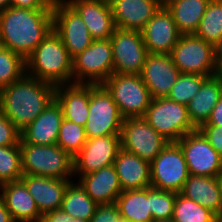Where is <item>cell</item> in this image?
I'll return each mask as SVG.
<instances>
[{"label": "cell", "mask_w": 222, "mask_h": 222, "mask_svg": "<svg viewBox=\"0 0 222 222\" xmlns=\"http://www.w3.org/2000/svg\"><path fill=\"white\" fill-rule=\"evenodd\" d=\"M53 30V9H25L9 6L0 12L3 48L26 59Z\"/></svg>", "instance_id": "1"}, {"label": "cell", "mask_w": 222, "mask_h": 222, "mask_svg": "<svg viewBox=\"0 0 222 222\" xmlns=\"http://www.w3.org/2000/svg\"><path fill=\"white\" fill-rule=\"evenodd\" d=\"M56 86L24 74L0 90V111L22 132L55 99Z\"/></svg>", "instance_id": "2"}, {"label": "cell", "mask_w": 222, "mask_h": 222, "mask_svg": "<svg viewBox=\"0 0 222 222\" xmlns=\"http://www.w3.org/2000/svg\"><path fill=\"white\" fill-rule=\"evenodd\" d=\"M26 74L54 86L71 84L73 58L52 30L25 59Z\"/></svg>", "instance_id": "3"}, {"label": "cell", "mask_w": 222, "mask_h": 222, "mask_svg": "<svg viewBox=\"0 0 222 222\" xmlns=\"http://www.w3.org/2000/svg\"><path fill=\"white\" fill-rule=\"evenodd\" d=\"M23 174L56 179L74 177L73 157L57 144L20 143ZM73 175V176H72Z\"/></svg>", "instance_id": "4"}, {"label": "cell", "mask_w": 222, "mask_h": 222, "mask_svg": "<svg viewBox=\"0 0 222 222\" xmlns=\"http://www.w3.org/2000/svg\"><path fill=\"white\" fill-rule=\"evenodd\" d=\"M126 118L144 117L152 97L140 75L113 73L102 84Z\"/></svg>", "instance_id": "5"}, {"label": "cell", "mask_w": 222, "mask_h": 222, "mask_svg": "<svg viewBox=\"0 0 222 222\" xmlns=\"http://www.w3.org/2000/svg\"><path fill=\"white\" fill-rule=\"evenodd\" d=\"M113 74L110 39H98L73 58L72 83L103 84Z\"/></svg>", "instance_id": "6"}, {"label": "cell", "mask_w": 222, "mask_h": 222, "mask_svg": "<svg viewBox=\"0 0 222 222\" xmlns=\"http://www.w3.org/2000/svg\"><path fill=\"white\" fill-rule=\"evenodd\" d=\"M124 117L111 94L102 85L90 84L89 115L84 126L87 139L120 135Z\"/></svg>", "instance_id": "7"}, {"label": "cell", "mask_w": 222, "mask_h": 222, "mask_svg": "<svg viewBox=\"0 0 222 222\" xmlns=\"http://www.w3.org/2000/svg\"><path fill=\"white\" fill-rule=\"evenodd\" d=\"M143 118L170 142H177L196 130L188 117L187 106L168 97L152 99Z\"/></svg>", "instance_id": "8"}, {"label": "cell", "mask_w": 222, "mask_h": 222, "mask_svg": "<svg viewBox=\"0 0 222 222\" xmlns=\"http://www.w3.org/2000/svg\"><path fill=\"white\" fill-rule=\"evenodd\" d=\"M189 176L184 153L177 142H169L150 163L151 187L180 193Z\"/></svg>", "instance_id": "9"}, {"label": "cell", "mask_w": 222, "mask_h": 222, "mask_svg": "<svg viewBox=\"0 0 222 222\" xmlns=\"http://www.w3.org/2000/svg\"><path fill=\"white\" fill-rule=\"evenodd\" d=\"M170 55L180 73L215 75L214 46L194 34L181 35Z\"/></svg>", "instance_id": "10"}, {"label": "cell", "mask_w": 222, "mask_h": 222, "mask_svg": "<svg viewBox=\"0 0 222 222\" xmlns=\"http://www.w3.org/2000/svg\"><path fill=\"white\" fill-rule=\"evenodd\" d=\"M143 117L126 118L120 133L121 149L151 163L169 143Z\"/></svg>", "instance_id": "11"}, {"label": "cell", "mask_w": 222, "mask_h": 222, "mask_svg": "<svg viewBox=\"0 0 222 222\" xmlns=\"http://www.w3.org/2000/svg\"><path fill=\"white\" fill-rule=\"evenodd\" d=\"M53 30L60 36L72 58L94 40L81 16L66 0L53 2Z\"/></svg>", "instance_id": "12"}, {"label": "cell", "mask_w": 222, "mask_h": 222, "mask_svg": "<svg viewBox=\"0 0 222 222\" xmlns=\"http://www.w3.org/2000/svg\"><path fill=\"white\" fill-rule=\"evenodd\" d=\"M110 41L113 73L140 75L148 56L142 32L116 28Z\"/></svg>", "instance_id": "13"}, {"label": "cell", "mask_w": 222, "mask_h": 222, "mask_svg": "<svg viewBox=\"0 0 222 222\" xmlns=\"http://www.w3.org/2000/svg\"><path fill=\"white\" fill-rule=\"evenodd\" d=\"M177 143L184 153L189 175L218 177L222 173V156L199 129L184 135Z\"/></svg>", "instance_id": "14"}, {"label": "cell", "mask_w": 222, "mask_h": 222, "mask_svg": "<svg viewBox=\"0 0 222 222\" xmlns=\"http://www.w3.org/2000/svg\"><path fill=\"white\" fill-rule=\"evenodd\" d=\"M120 148V135L87 139L80 152L73 158L74 175H86L113 164Z\"/></svg>", "instance_id": "15"}, {"label": "cell", "mask_w": 222, "mask_h": 222, "mask_svg": "<svg viewBox=\"0 0 222 222\" xmlns=\"http://www.w3.org/2000/svg\"><path fill=\"white\" fill-rule=\"evenodd\" d=\"M180 74L170 54L148 53L140 76L155 99L167 97Z\"/></svg>", "instance_id": "16"}, {"label": "cell", "mask_w": 222, "mask_h": 222, "mask_svg": "<svg viewBox=\"0 0 222 222\" xmlns=\"http://www.w3.org/2000/svg\"><path fill=\"white\" fill-rule=\"evenodd\" d=\"M117 29L142 31L164 0H109Z\"/></svg>", "instance_id": "17"}, {"label": "cell", "mask_w": 222, "mask_h": 222, "mask_svg": "<svg viewBox=\"0 0 222 222\" xmlns=\"http://www.w3.org/2000/svg\"><path fill=\"white\" fill-rule=\"evenodd\" d=\"M148 53L171 54L181 34L163 5L141 31Z\"/></svg>", "instance_id": "18"}, {"label": "cell", "mask_w": 222, "mask_h": 222, "mask_svg": "<svg viewBox=\"0 0 222 222\" xmlns=\"http://www.w3.org/2000/svg\"><path fill=\"white\" fill-rule=\"evenodd\" d=\"M81 16L94 40L110 39L116 29L109 1L66 0Z\"/></svg>", "instance_id": "19"}, {"label": "cell", "mask_w": 222, "mask_h": 222, "mask_svg": "<svg viewBox=\"0 0 222 222\" xmlns=\"http://www.w3.org/2000/svg\"><path fill=\"white\" fill-rule=\"evenodd\" d=\"M25 183L41 214L61 209L65 190L71 179H56L33 174H23Z\"/></svg>", "instance_id": "20"}, {"label": "cell", "mask_w": 222, "mask_h": 222, "mask_svg": "<svg viewBox=\"0 0 222 222\" xmlns=\"http://www.w3.org/2000/svg\"><path fill=\"white\" fill-rule=\"evenodd\" d=\"M64 117L61 106L54 99L43 112L22 132L20 143L36 145L57 144L59 129Z\"/></svg>", "instance_id": "21"}, {"label": "cell", "mask_w": 222, "mask_h": 222, "mask_svg": "<svg viewBox=\"0 0 222 222\" xmlns=\"http://www.w3.org/2000/svg\"><path fill=\"white\" fill-rule=\"evenodd\" d=\"M80 185L85 189L87 195L97 205H109L116 203L121 194L119 178L113 164L105 166L100 170L81 175Z\"/></svg>", "instance_id": "22"}, {"label": "cell", "mask_w": 222, "mask_h": 222, "mask_svg": "<svg viewBox=\"0 0 222 222\" xmlns=\"http://www.w3.org/2000/svg\"><path fill=\"white\" fill-rule=\"evenodd\" d=\"M0 196L14 222H40L42 214L22 180L0 185Z\"/></svg>", "instance_id": "23"}, {"label": "cell", "mask_w": 222, "mask_h": 222, "mask_svg": "<svg viewBox=\"0 0 222 222\" xmlns=\"http://www.w3.org/2000/svg\"><path fill=\"white\" fill-rule=\"evenodd\" d=\"M55 99L61 106L64 119L85 126L89 115L90 84L58 85Z\"/></svg>", "instance_id": "24"}, {"label": "cell", "mask_w": 222, "mask_h": 222, "mask_svg": "<svg viewBox=\"0 0 222 222\" xmlns=\"http://www.w3.org/2000/svg\"><path fill=\"white\" fill-rule=\"evenodd\" d=\"M113 165L122 191L151 186L150 163L148 161L120 148Z\"/></svg>", "instance_id": "25"}, {"label": "cell", "mask_w": 222, "mask_h": 222, "mask_svg": "<svg viewBox=\"0 0 222 222\" xmlns=\"http://www.w3.org/2000/svg\"><path fill=\"white\" fill-rule=\"evenodd\" d=\"M221 96L222 84L219 79L215 75L207 77L199 92L186 105L190 122L196 129L208 121Z\"/></svg>", "instance_id": "26"}, {"label": "cell", "mask_w": 222, "mask_h": 222, "mask_svg": "<svg viewBox=\"0 0 222 222\" xmlns=\"http://www.w3.org/2000/svg\"><path fill=\"white\" fill-rule=\"evenodd\" d=\"M180 194L210 209L216 215L222 212L218 177L189 175Z\"/></svg>", "instance_id": "27"}, {"label": "cell", "mask_w": 222, "mask_h": 222, "mask_svg": "<svg viewBox=\"0 0 222 222\" xmlns=\"http://www.w3.org/2000/svg\"><path fill=\"white\" fill-rule=\"evenodd\" d=\"M210 0H164L181 35L195 34Z\"/></svg>", "instance_id": "28"}, {"label": "cell", "mask_w": 222, "mask_h": 222, "mask_svg": "<svg viewBox=\"0 0 222 222\" xmlns=\"http://www.w3.org/2000/svg\"><path fill=\"white\" fill-rule=\"evenodd\" d=\"M124 222H151V186L122 191L116 203Z\"/></svg>", "instance_id": "29"}, {"label": "cell", "mask_w": 222, "mask_h": 222, "mask_svg": "<svg viewBox=\"0 0 222 222\" xmlns=\"http://www.w3.org/2000/svg\"><path fill=\"white\" fill-rule=\"evenodd\" d=\"M97 204L87 195L85 189L78 182L68 184L61 209L75 219L89 221L94 215Z\"/></svg>", "instance_id": "30"}, {"label": "cell", "mask_w": 222, "mask_h": 222, "mask_svg": "<svg viewBox=\"0 0 222 222\" xmlns=\"http://www.w3.org/2000/svg\"><path fill=\"white\" fill-rule=\"evenodd\" d=\"M211 45L222 38V0H210L194 34Z\"/></svg>", "instance_id": "31"}, {"label": "cell", "mask_w": 222, "mask_h": 222, "mask_svg": "<svg viewBox=\"0 0 222 222\" xmlns=\"http://www.w3.org/2000/svg\"><path fill=\"white\" fill-rule=\"evenodd\" d=\"M172 220L174 222H216V214L210 209L177 193Z\"/></svg>", "instance_id": "32"}, {"label": "cell", "mask_w": 222, "mask_h": 222, "mask_svg": "<svg viewBox=\"0 0 222 222\" xmlns=\"http://www.w3.org/2000/svg\"><path fill=\"white\" fill-rule=\"evenodd\" d=\"M23 176L20 143L0 146V185L21 180Z\"/></svg>", "instance_id": "33"}, {"label": "cell", "mask_w": 222, "mask_h": 222, "mask_svg": "<svg viewBox=\"0 0 222 222\" xmlns=\"http://www.w3.org/2000/svg\"><path fill=\"white\" fill-rule=\"evenodd\" d=\"M25 73V59L10 49L2 48L0 50V90L19 80Z\"/></svg>", "instance_id": "34"}, {"label": "cell", "mask_w": 222, "mask_h": 222, "mask_svg": "<svg viewBox=\"0 0 222 222\" xmlns=\"http://www.w3.org/2000/svg\"><path fill=\"white\" fill-rule=\"evenodd\" d=\"M86 141L87 137L83 126L63 119L57 138V145L59 147L74 158Z\"/></svg>", "instance_id": "35"}, {"label": "cell", "mask_w": 222, "mask_h": 222, "mask_svg": "<svg viewBox=\"0 0 222 222\" xmlns=\"http://www.w3.org/2000/svg\"><path fill=\"white\" fill-rule=\"evenodd\" d=\"M208 76L181 73L167 96L174 102L187 105L199 92L203 81Z\"/></svg>", "instance_id": "36"}, {"label": "cell", "mask_w": 222, "mask_h": 222, "mask_svg": "<svg viewBox=\"0 0 222 222\" xmlns=\"http://www.w3.org/2000/svg\"><path fill=\"white\" fill-rule=\"evenodd\" d=\"M177 193L151 187V213L153 220L172 219Z\"/></svg>", "instance_id": "37"}, {"label": "cell", "mask_w": 222, "mask_h": 222, "mask_svg": "<svg viewBox=\"0 0 222 222\" xmlns=\"http://www.w3.org/2000/svg\"><path fill=\"white\" fill-rule=\"evenodd\" d=\"M21 132L11 120L0 111V146H14L20 143Z\"/></svg>", "instance_id": "38"}, {"label": "cell", "mask_w": 222, "mask_h": 222, "mask_svg": "<svg viewBox=\"0 0 222 222\" xmlns=\"http://www.w3.org/2000/svg\"><path fill=\"white\" fill-rule=\"evenodd\" d=\"M89 222H124L117 205H98Z\"/></svg>", "instance_id": "39"}, {"label": "cell", "mask_w": 222, "mask_h": 222, "mask_svg": "<svg viewBox=\"0 0 222 222\" xmlns=\"http://www.w3.org/2000/svg\"><path fill=\"white\" fill-rule=\"evenodd\" d=\"M199 130L216 152L222 156V126L202 125Z\"/></svg>", "instance_id": "40"}, {"label": "cell", "mask_w": 222, "mask_h": 222, "mask_svg": "<svg viewBox=\"0 0 222 222\" xmlns=\"http://www.w3.org/2000/svg\"><path fill=\"white\" fill-rule=\"evenodd\" d=\"M40 222H89L83 219H75L71 215L64 212L62 209L46 212L41 215Z\"/></svg>", "instance_id": "41"}, {"label": "cell", "mask_w": 222, "mask_h": 222, "mask_svg": "<svg viewBox=\"0 0 222 222\" xmlns=\"http://www.w3.org/2000/svg\"><path fill=\"white\" fill-rule=\"evenodd\" d=\"M54 0H11L10 6L25 9H53Z\"/></svg>", "instance_id": "42"}, {"label": "cell", "mask_w": 222, "mask_h": 222, "mask_svg": "<svg viewBox=\"0 0 222 222\" xmlns=\"http://www.w3.org/2000/svg\"><path fill=\"white\" fill-rule=\"evenodd\" d=\"M203 125L222 126V96L218 103L214 106L210 118Z\"/></svg>", "instance_id": "43"}, {"label": "cell", "mask_w": 222, "mask_h": 222, "mask_svg": "<svg viewBox=\"0 0 222 222\" xmlns=\"http://www.w3.org/2000/svg\"><path fill=\"white\" fill-rule=\"evenodd\" d=\"M0 222H14L1 196H0Z\"/></svg>", "instance_id": "44"}, {"label": "cell", "mask_w": 222, "mask_h": 222, "mask_svg": "<svg viewBox=\"0 0 222 222\" xmlns=\"http://www.w3.org/2000/svg\"><path fill=\"white\" fill-rule=\"evenodd\" d=\"M214 60L215 62H222V38L214 45Z\"/></svg>", "instance_id": "45"}, {"label": "cell", "mask_w": 222, "mask_h": 222, "mask_svg": "<svg viewBox=\"0 0 222 222\" xmlns=\"http://www.w3.org/2000/svg\"><path fill=\"white\" fill-rule=\"evenodd\" d=\"M215 64H216L215 76L219 79L220 83L222 84V62H215Z\"/></svg>", "instance_id": "46"}, {"label": "cell", "mask_w": 222, "mask_h": 222, "mask_svg": "<svg viewBox=\"0 0 222 222\" xmlns=\"http://www.w3.org/2000/svg\"><path fill=\"white\" fill-rule=\"evenodd\" d=\"M11 0H0V12L10 6Z\"/></svg>", "instance_id": "47"}, {"label": "cell", "mask_w": 222, "mask_h": 222, "mask_svg": "<svg viewBox=\"0 0 222 222\" xmlns=\"http://www.w3.org/2000/svg\"><path fill=\"white\" fill-rule=\"evenodd\" d=\"M218 184H219L221 199H222V173L218 176Z\"/></svg>", "instance_id": "48"}, {"label": "cell", "mask_w": 222, "mask_h": 222, "mask_svg": "<svg viewBox=\"0 0 222 222\" xmlns=\"http://www.w3.org/2000/svg\"><path fill=\"white\" fill-rule=\"evenodd\" d=\"M151 222H174L172 219H156Z\"/></svg>", "instance_id": "49"}, {"label": "cell", "mask_w": 222, "mask_h": 222, "mask_svg": "<svg viewBox=\"0 0 222 222\" xmlns=\"http://www.w3.org/2000/svg\"><path fill=\"white\" fill-rule=\"evenodd\" d=\"M216 222H222V212L216 215Z\"/></svg>", "instance_id": "50"}, {"label": "cell", "mask_w": 222, "mask_h": 222, "mask_svg": "<svg viewBox=\"0 0 222 222\" xmlns=\"http://www.w3.org/2000/svg\"><path fill=\"white\" fill-rule=\"evenodd\" d=\"M3 48V44H2V41L0 39V50Z\"/></svg>", "instance_id": "51"}]
</instances>
